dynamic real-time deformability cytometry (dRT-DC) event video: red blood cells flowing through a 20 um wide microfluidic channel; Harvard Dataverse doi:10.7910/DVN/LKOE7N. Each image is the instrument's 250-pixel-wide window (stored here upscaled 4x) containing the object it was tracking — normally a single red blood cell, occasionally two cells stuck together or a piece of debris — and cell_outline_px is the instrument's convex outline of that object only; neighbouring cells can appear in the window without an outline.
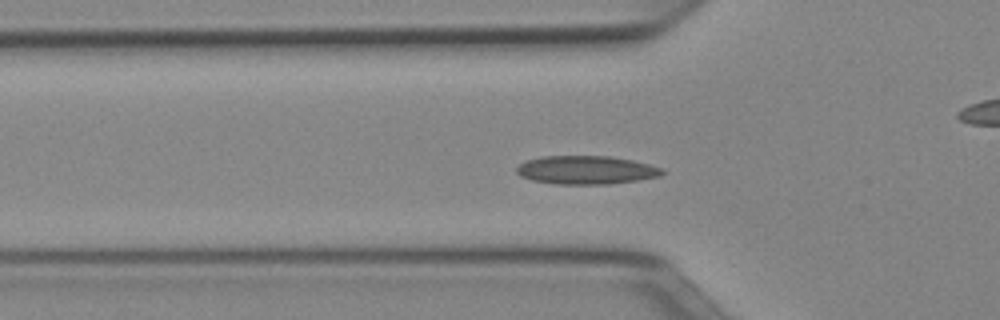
{"species": "Egyptian fruit bat (a non-hibernating species)", "species_latin": "Rousettus aegyptiacus", "temperature_condition": "cold", "stored_images_in_passage": 40, "camera_frame_rate_fps": 3000, "um_per_image_px": 0.085, "animal": {"sex": "female"}, "frame": {"image": 1, "passage_image": 5, "time_ms": 1.333, "image_size_px": [1000, 320], "cell_outline_px": [[664, 172], [660, 176], [636, 180], [608, 184], [556, 184], [532, 180], [520, 176], [516, 172], [516, 168], [524, 160], [540, 156], [612, 156], [632, 160], [664, 168]], "centroid_in_image_um": [49.79, 14.44], "position_along_channel_um": 76.0, "area_um2": 24.22}}
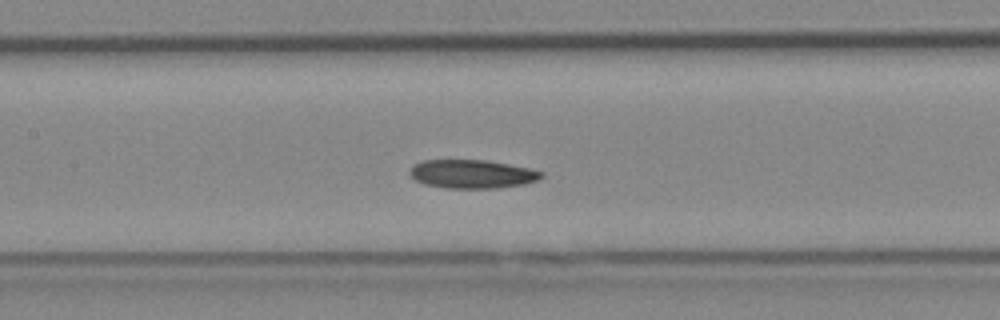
{"frame": {"image": 2, "passage_image": 12, "time_ms": 3.667, "image_size_px": [1000, 320], "cell_outline_px": [[544, 176], [536, 180], [524, 184], [496, 188], [444, 188], [424, 184], [416, 180], [408, 172], [412, 164], [420, 160], [484, 160], [508, 164], [528, 168], [544, 172]], "centroid_in_image_um": [40.08, 14.79], "position_along_channel_um": 167.3, "area_um2": 21.96}}
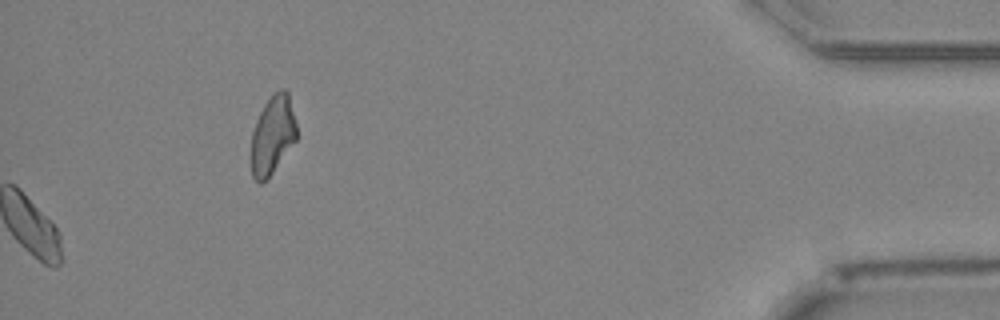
{"frame": {"image": 3, "passage_image": 40, "time_ms": 13.0, "image_size_px": [1000, 320], "cell_outline_px": [[296, 140], [272, 172], [260, 184], [252, 176], [252, 132], [256, 120], [264, 104], [272, 92], [280, 88], [284, 88], [288, 92], [296, 124]], "centroid_in_image_um": [23.17, 11.41], "position_along_channel_um": 412.0, "area_um2": 20.52}, "authors_computed_cell_mechanics": {"area_um2": 21.675, "velocity_mm_per_s": 3.9175, "shape_relaxation_time_tau1_ms": null, "shape_relaxation_time_tau2_ms": 8.7666, "deformation_change_tau1": null, "deformation_change_tau2": 0.1247}}